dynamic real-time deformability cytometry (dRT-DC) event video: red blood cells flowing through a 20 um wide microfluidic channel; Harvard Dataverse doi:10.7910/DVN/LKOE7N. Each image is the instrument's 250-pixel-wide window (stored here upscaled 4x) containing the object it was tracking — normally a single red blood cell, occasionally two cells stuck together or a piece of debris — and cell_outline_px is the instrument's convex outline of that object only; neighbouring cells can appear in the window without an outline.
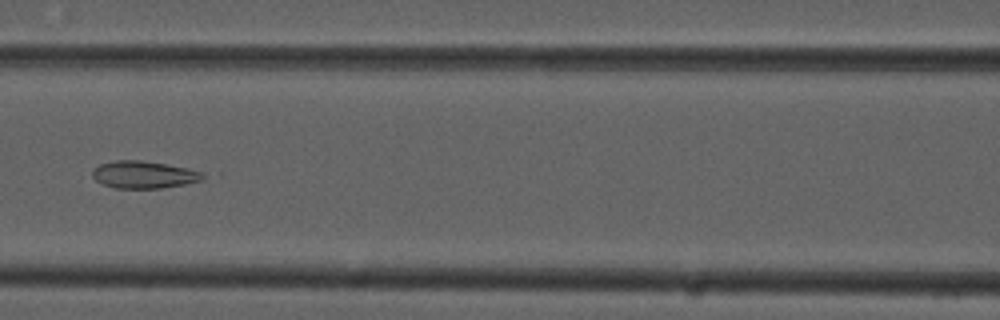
{"species": "common noctule bat (a hibernating species)", "species_latin": "Nyctalus noctula", "temperature_condition": "cold", "stored_images_in_passage": 7, "camera_frame_rate_fps": 3000, "um_per_image_px": 0.085, "animal": {"sex": "male", "forearm_length_mm": 52.5}, "frame": {"image": 1, "passage_image": 7, "time_ms": 2.0, "image_size_px": [1000, 320], "cell_outline_px": [[208, 176], [200, 180], [184, 184], [160, 188], [116, 188], [104, 184], [96, 180], [92, 176], [92, 172], [100, 164], [116, 160], [140, 160], [164, 164], [204, 172]], "centroid_in_image_um": [12.24, 14.85], "position_along_channel_um": 154.4, "area_um2": 17.28}}